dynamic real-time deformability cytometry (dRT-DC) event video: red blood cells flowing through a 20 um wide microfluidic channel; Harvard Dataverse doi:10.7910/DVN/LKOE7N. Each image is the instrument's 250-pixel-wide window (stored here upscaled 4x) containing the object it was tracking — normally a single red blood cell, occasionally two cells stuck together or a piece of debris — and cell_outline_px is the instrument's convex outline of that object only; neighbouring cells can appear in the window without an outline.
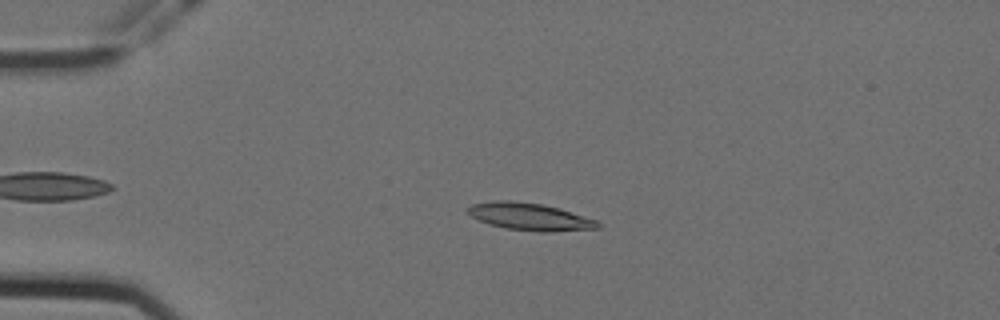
{"species": "Egyptian fruit bat (a non-hibernating species)", "species_latin": "Rousettus aegyptiacus", "temperature_condition": "cold", "stored_images_in_passage": 56, "camera_frame_rate_fps": 3000, "um_per_image_px": 0.085, "animal": {"sex": "female"}, "frame": {"image": 1, "passage_image": 13, "time_ms": 4.0, "image_size_px": [1000, 320], "cell_outline_px": [[600, 228], [552, 232], [540, 232], [504, 228], [488, 224], [472, 216], [464, 208], [472, 204], [496, 200], [508, 200], [540, 204], [560, 208], [596, 220], [600, 224]], "centroid_in_image_um": [45.02, 18.42], "position_along_channel_um": 40.0, "area_um2": 20.69}}
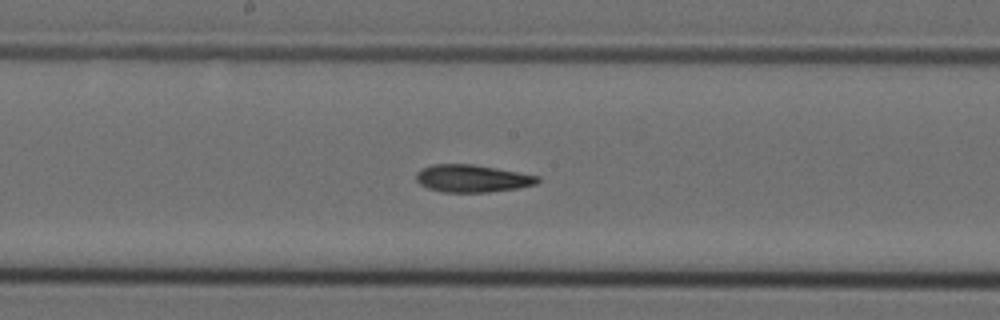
{"frame": {"image": 2, "passage_image": 30, "time_ms": 9.667, "image_size_px": [1000, 320], "cell_outline_px": [[540, 180], [536, 184], [520, 188], [488, 192], [444, 192], [428, 188], [420, 184], [416, 180], [416, 172], [420, 168], [432, 164], [472, 164], [496, 168], [540, 176]], "centroid_in_image_um": [40.13, 15.16], "position_along_channel_um": 208.1, "area_um2": 19.54}}
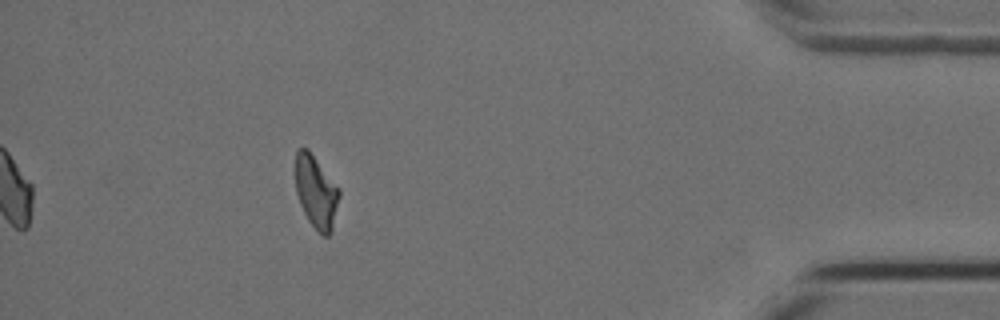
{"frame": {"image": 3, "passage_image": 51, "time_ms": 16.667, "image_size_px": [1000, 320], "cell_outline_px": [[340, 196], [332, 232], [328, 236], [320, 236], [316, 232], [308, 220], [300, 204], [296, 192], [292, 172], [296, 148], [308, 148], [340, 188]], "centroid_in_image_um": [26.83, 16.28], "position_along_channel_um": 408.4, "area_um2": 19.54}, "authors_computed_cell_mechanics": {"area_um2": 19.5364, "velocity_mm_per_s": 3.5634, "shape_relaxation_time_tau1_ms": 7.6716, "shape_relaxation_time_tau2_ms": 6.9735, "deformation_change_tau1": 0.2053, "deformation_change_tau2": 0.131}}